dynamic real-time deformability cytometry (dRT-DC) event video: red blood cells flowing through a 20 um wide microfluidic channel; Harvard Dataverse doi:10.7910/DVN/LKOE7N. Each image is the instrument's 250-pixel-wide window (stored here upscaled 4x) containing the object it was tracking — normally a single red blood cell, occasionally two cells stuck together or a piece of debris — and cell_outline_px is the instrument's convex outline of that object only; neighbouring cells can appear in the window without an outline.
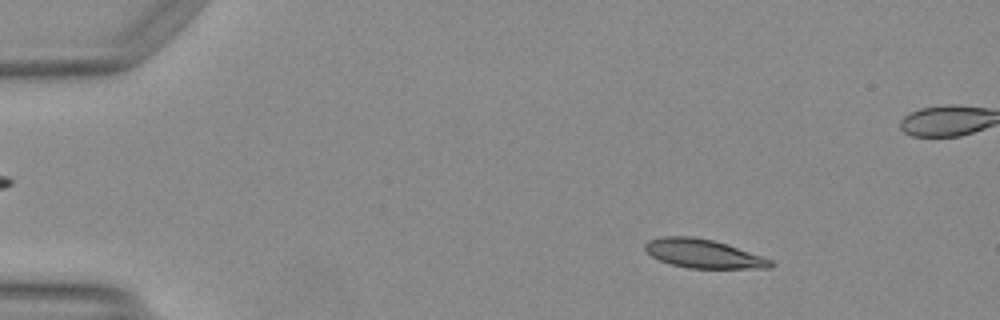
{"species": "Egyptian fruit bat (a non-hibernating species)", "species_latin": "Rousettus aegyptiacus", "temperature_condition": "warm", "stored_images_in_passage": 10, "camera_frame_rate_fps": 3000, "um_per_image_px": 0.085, "animal": {"sex": "female"}, "frame": {"image": 1, "passage_image": 7, "time_ms": 2.0, "image_size_px": [1000, 320], "cell_outline_px": [[772, 268], [688, 268], [672, 264], [660, 260], [652, 256], [644, 248], [644, 244], [648, 240], [660, 236], [692, 236], [712, 240], [772, 260]], "centroid_in_image_um": [59.71, 21.55], "position_along_channel_um": 25.3, "area_um2": 20.63}}